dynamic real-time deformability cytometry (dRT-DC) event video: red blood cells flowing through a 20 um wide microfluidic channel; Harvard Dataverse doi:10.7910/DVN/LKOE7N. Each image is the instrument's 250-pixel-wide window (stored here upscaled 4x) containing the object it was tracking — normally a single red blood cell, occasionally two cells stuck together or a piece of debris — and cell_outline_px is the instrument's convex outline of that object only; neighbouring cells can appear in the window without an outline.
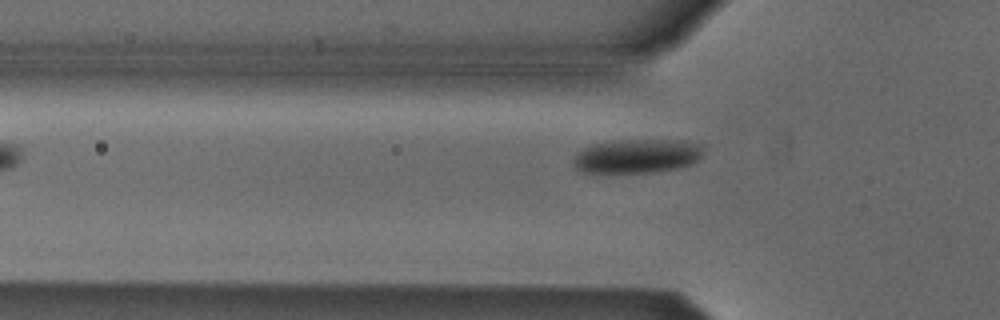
{"species": "Egyptian fruit bat (a non-hibernating species)", "species_latin": "Rousettus aegyptiacus", "temperature_condition": "cold", "stored_images_in_passage": 5, "camera_frame_rate_fps": 3000, "um_per_image_px": 0.085, "animal": {"sex": "male"}, "frame": {"image": 1, "passage_image": 5, "time_ms": 4.667, "image_size_px": [1000, 320], "cell_outline_px": [[704, 148], [700, 156], [692, 164], [676, 168], [656, 172], [580, 172], [576, 168], [572, 160], [584, 148], [592, 144], [612, 140], [684, 140], [704, 144]], "centroid_in_image_um": [54.18, 13.25], "position_along_channel_um": 71.6, "area_um2": 25.84}}